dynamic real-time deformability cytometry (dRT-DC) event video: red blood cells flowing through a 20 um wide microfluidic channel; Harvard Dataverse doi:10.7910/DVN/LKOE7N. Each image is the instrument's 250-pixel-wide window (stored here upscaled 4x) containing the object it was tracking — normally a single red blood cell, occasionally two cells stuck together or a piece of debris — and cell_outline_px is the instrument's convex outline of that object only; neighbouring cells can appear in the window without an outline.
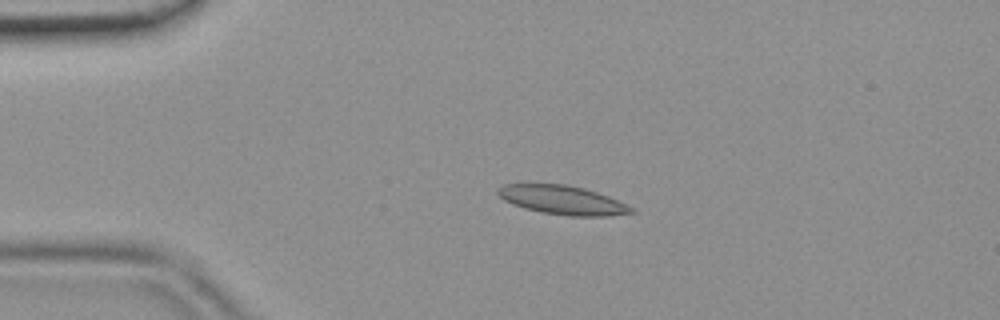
{"species": "common noctule bat (a hibernating species)", "species_latin": "Nyctalus noctula", "temperature_condition": "room temperature", "stored_images_in_passage": 47, "camera_frame_rate_fps": 3000, "um_per_image_px": 0.085, "animal": {"sex": "female", "body_mass_g": 19.9}, "frame": {"image": 1, "passage_image": 10, "time_ms": 3.0, "image_size_px": [1000, 320], "cell_outline_px": [[636, 212], [608, 216], [568, 216], [540, 212], [524, 208], [512, 204], [504, 200], [496, 192], [496, 188], [504, 184], [564, 184], [584, 188], [608, 196], [636, 208]], "centroid_in_image_um": [47.82, 17.01], "position_along_channel_um": 37.2, "area_um2": 22.6}}
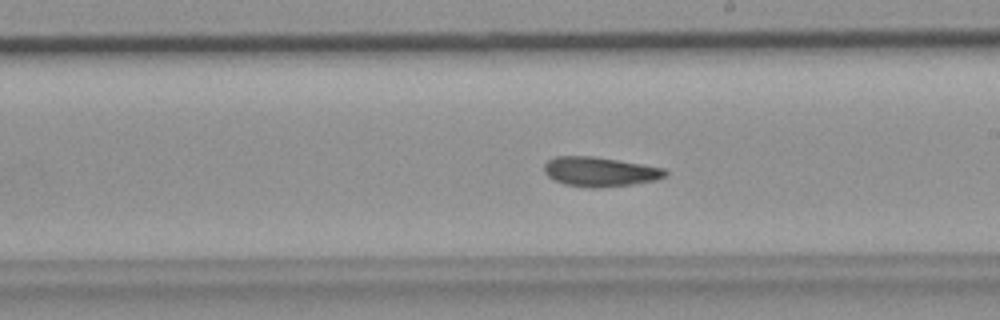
{"frame": {"image": 2, "passage_image": 27, "time_ms": 8.667, "image_size_px": [1000, 320], "cell_outline_px": [[668, 176], [656, 180], [632, 184], [600, 188], [588, 188], [564, 184], [552, 180], [544, 172], [544, 164], [548, 160], [556, 156], [592, 156], [664, 168], [668, 172]], "centroid_in_image_um": [50.97, 14.61], "position_along_channel_um": 238.0, "area_um2": 20.92}}
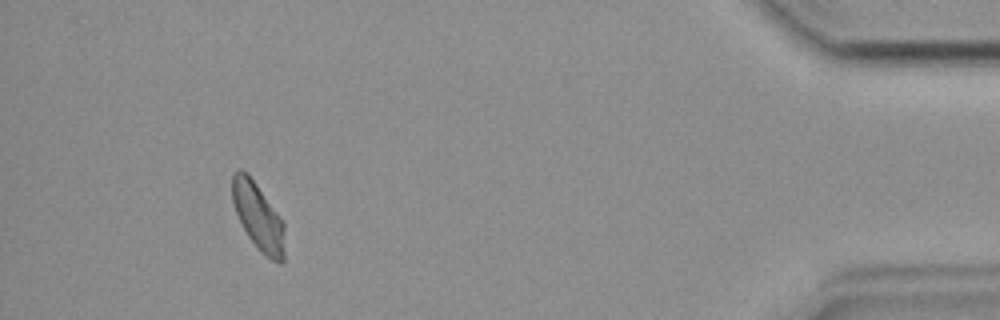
{"frame": {"image": 3, "passage_image": 44, "time_ms": 14.333, "image_size_px": [1000, 320], "cell_outline_px": [[284, 260], [280, 264], [272, 260], [260, 252], [248, 236], [236, 212], [232, 200], [232, 172], [236, 168], [240, 168], [248, 172], [284, 220]], "centroid_in_image_um": [21.95, 18.36], "position_along_channel_um": 413.2, "area_um2": 20.87}}